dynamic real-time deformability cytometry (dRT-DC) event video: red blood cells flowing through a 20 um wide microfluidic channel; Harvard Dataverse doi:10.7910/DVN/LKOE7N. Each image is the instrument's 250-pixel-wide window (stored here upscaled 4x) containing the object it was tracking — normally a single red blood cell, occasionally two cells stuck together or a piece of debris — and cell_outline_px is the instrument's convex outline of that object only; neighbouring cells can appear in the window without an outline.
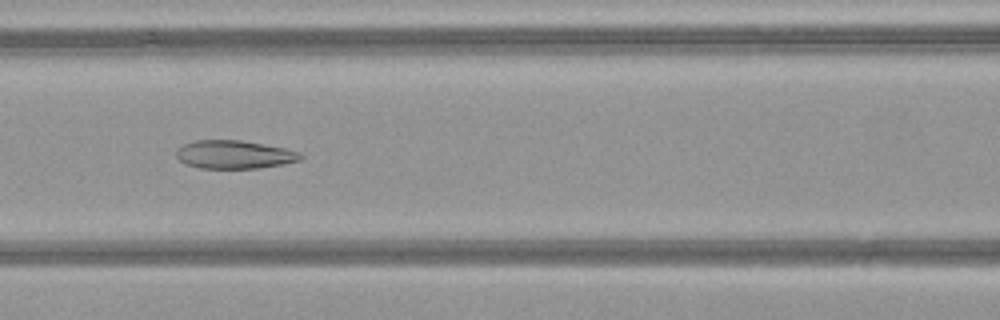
{"species": "common noctule bat (a hibernating species)", "species_latin": "Nyctalus noctula", "temperature_condition": "warm", "stored_images_in_passage": 42, "camera_frame_rate_fps": 3000, "um_per_image_px": 0.085, "animal": {"sex": "female", "body_mass_g": 21.9}, "frame": {"image": 1, "passage_image": 14, "time_ms": 4.333, "image_size_px": [1000, 320], "cell_outline_px": [[304, 156], [300, 160], [284, 164], [260, 168], [200, 168], [184, 164], [176, 156], [176, 148], [192, 140], [240, 140], [264, 144], [284, 148], [300, 152]], "centroid_in_image_um": [19.9, 13.13], "position_along_channel_um": 146.7, "area_um2": 20.63}}
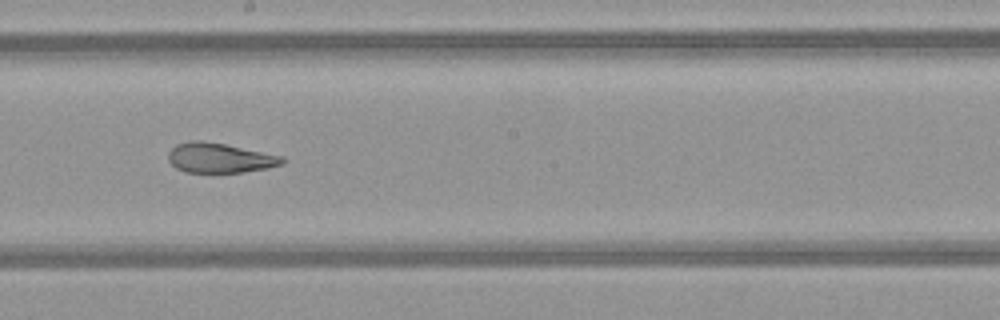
{"frame": {"image": 2, "passage_image": 20, "time_ms": 6.333, "image_size_px": [1000, 320], "cell_outline_px": [[288, 160], [284, 164], [268, 168], [244, 172], [184, 172], [176, 168], [168, 160], [168, 152], [176, 144], [188, 140], [204, 140], [284, 156]], "centroid_in_image_um": [18.7, 13.42], "position_along_channel_um": 229.5, "area_um2": 20.06}}
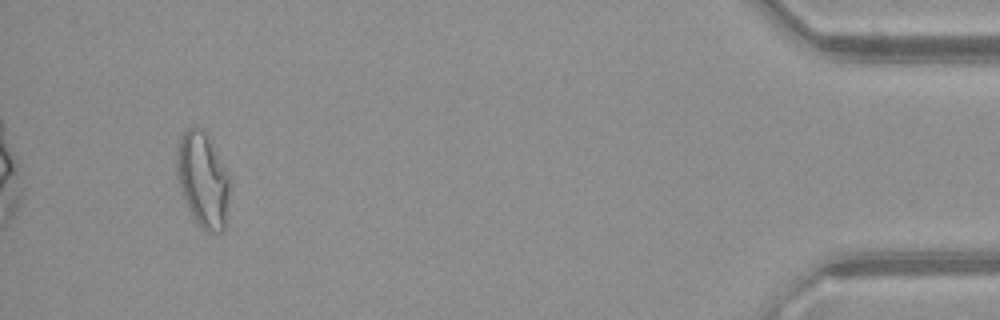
{"frame": {"image": 3, "passage_image": 39, "time_ms": 12.667, "image_size_px": [1000, 320], "cell_outline_px": [[232, 184], [228, 224], [220, 232], [204, 232], [200, 228], [192, 216], [188, 208], [180, 188], [176, 176], [176, 148], [180, 136], [188, 128], [204, 128], [232, 176]], "centroid_in_image_um": [17.31, 15.31], "position_along_channel_um": 417.9, "area_um2": 30.92}, "authors_computed_cell_mechanics": {"area_um2": 23.2934, "velocity_mm_per_s": 4.1438, "shape_relaxation_time_tau1_ms": null, "shape_relaxation_time_tau2_ms": 2.2038, "deformation_change_tau1": null, "deformation_change_tau2": 0.105}}